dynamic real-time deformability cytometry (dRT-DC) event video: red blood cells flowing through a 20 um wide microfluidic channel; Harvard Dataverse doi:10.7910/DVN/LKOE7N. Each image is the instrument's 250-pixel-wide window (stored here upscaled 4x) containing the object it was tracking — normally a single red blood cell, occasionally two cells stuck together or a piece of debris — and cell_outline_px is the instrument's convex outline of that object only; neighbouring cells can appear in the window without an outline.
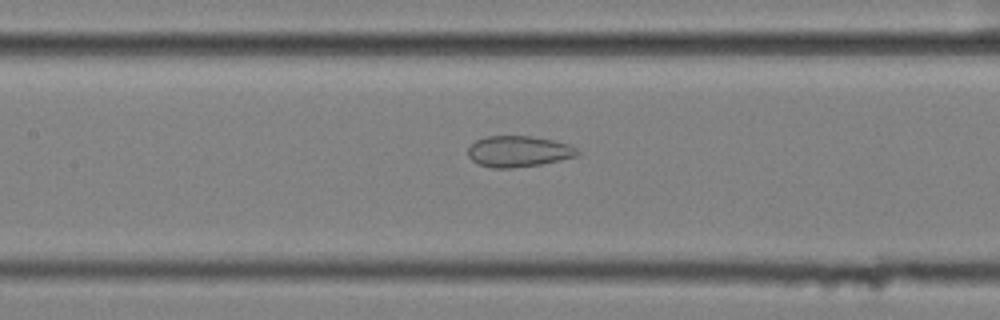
{"species": "common noctule bat (a hibernating species)", "species_latin": "Nyctalus noctula", "temperature_condition": "cold", "stored_images_in_passage": 57, "camera_frame_rate_fps": 3000, "um_per_image_px": 0.085, "animal": {"sex": "female", "body_mass_g": 25.1}, "frame": {"image": 1, "passage_image": 27, "time_ms": 8.667, "image_size_px": [1000, 320], "cell_outline_px": [[580, 152], [576, 156], [560, 160], [540, 164], [512, 168], [492, 168], [480, 164], [472, 160], [468, 156], [468, 148], [476, 140], [488, 136], [528, 136], [552, 140], [568, 144], [576, 148]], "centroid_in_image_um": [44.06, 12.87], "position_along_channel_um": 163.3, "area_um2": 19.59}}
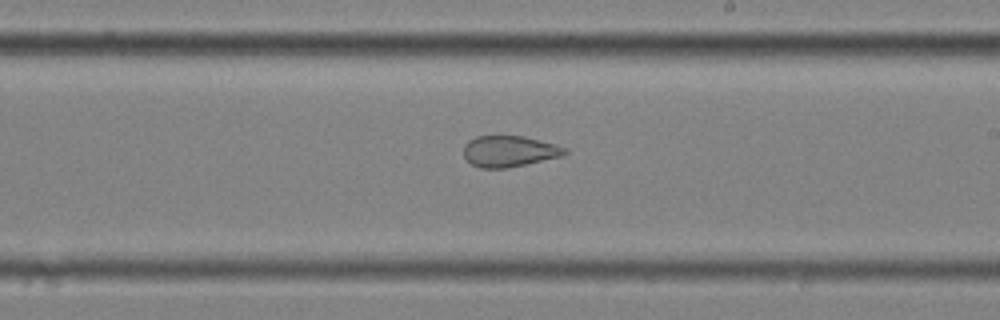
{"frame": {"image": 2, "passage_image": 34, "time_ms": 11.0, "image_size_px": [1000, 320], "cell_outline_px": [[568, 152], [564, 156], [508, 168], [480, 168], [472, 164], [464, 156], [464, 144], [468, 140], [476, 136], [524, 136], [556, 144], [568, 148]], "centroid_in_image_um": [43.32, 12.86], "position_along_channel_um": 245.7, "area_um2": 18.55}}
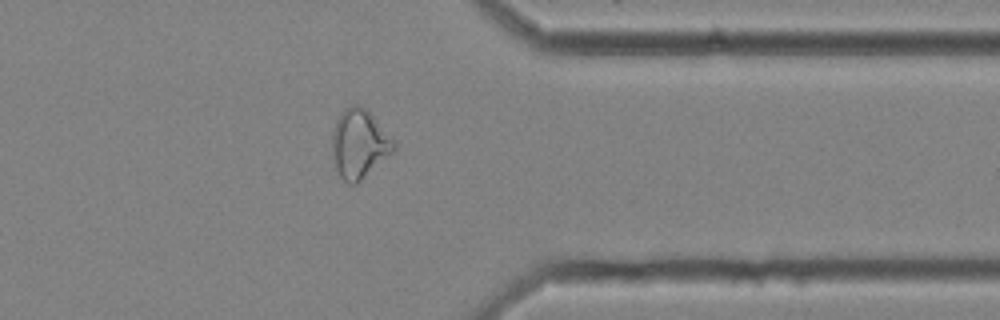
{"frame": {"image": 3, "passage_image": 46, "time_ms": 15.0, "image_size_px": [1000, 320], "cell_outline_px": [[396, 148], [392, 152], [356, 184], [348, 184], [332, 168], [332, 132], [336, 120], [340, 112], [344, 108], [352, 104], [356, 104], [364, 108], [372, 116], [396, 144]], "centroid_in_image_um": [30.46, 12.24], "position_along_channel_um": 380.9, "area_um2": 24.57}, "authors_computed_cell_mechanics": {"area_um2": 25.6054, "velocity_mm_per_s": 3.5406, "shape_relaxation_time_tau1_ms": null, "shape_relaxation_time_tau2_ms": 1.6276, "deformation_change_tau1": null, "deformation_change_tau2": 0.0816}}